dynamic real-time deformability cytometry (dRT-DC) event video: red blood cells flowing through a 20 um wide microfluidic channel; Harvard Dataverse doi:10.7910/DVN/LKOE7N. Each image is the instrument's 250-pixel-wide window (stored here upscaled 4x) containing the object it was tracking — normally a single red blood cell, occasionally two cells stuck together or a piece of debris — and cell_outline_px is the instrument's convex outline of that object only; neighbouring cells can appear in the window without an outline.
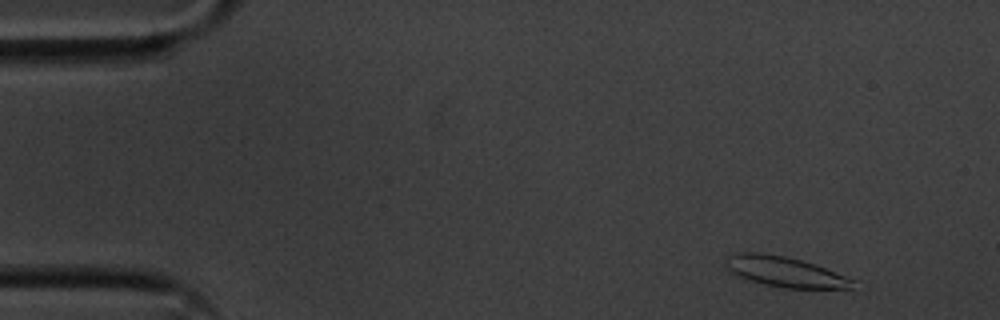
{"species": "common noctule bat (a hibernating species)", "species_latin": "Nyctalus noctula", "temperature_condition": "cold", "stored_images_in_passage": 54, "camera_frame_rate_fps": 3000, "um_per_image_px": 0.085, "animal": {"sex": "male", "body_mass_g": 20.1, "forearm_length_mm": 53.5}, "frame": {"image": 1, "passage_image": 4, "time_ms": 1.0, "image_size_px": [1000, 320], "cell_outline_px": [[860, 288], [852, 292], [784, 288], [764, 284], [740, 276], [732, 272], [724, 264], [724, 260], [728, 256], [740, 252], [756, 252], [784, 256], [800, 260], [824, 268], [856, 280], [860, 284]], "centroid_in_image_um": [66.97, 23.18], "position_along_channel_um": 18.0, "area_um2": 23.35}}
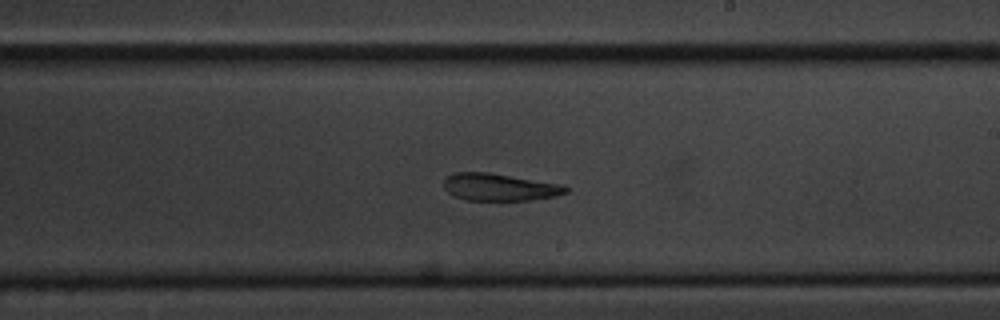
{"frame": {"image": 2, "passage_image": 31, "time_ms": 10.0, "image_size_px": [1000, 320], "cell_outline_px": [[568, 192], [556, 196], [528, 200], [464, 200], [452, 196], [444, 188], [444, 176], [452, 172], [488, 172], [560, 184], [568, 188]], "centroid_in_image_um": [42.38, 15.9], "position_along_channel_um": 246.6, "area_um2": 19.48}}
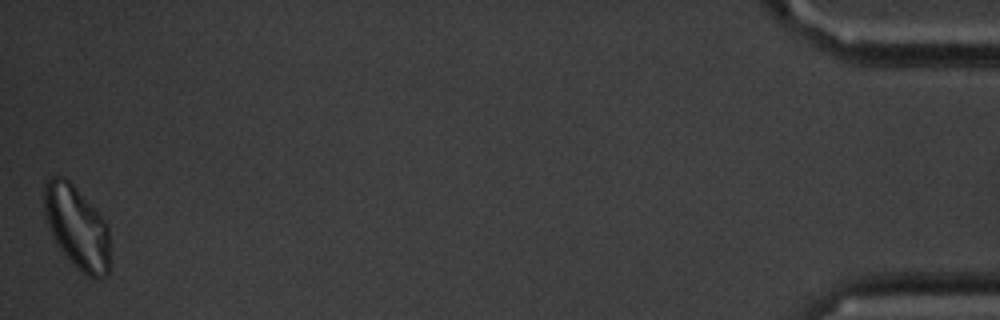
{"frame": {"image": 3, "passage_image": 54, "time_ms": 17.667, "image_size_px": [1000, 320], "cell_outline_px": [[112, 264], [108, 272], [104, 276], [96, 280], [88, 276], [76, 268], [72, 264], [60, 248], [52, 236], [48, 228], [44, 216], [44, 184], [52, 176], [64, 176], [76, 188], [108, 224]], "centroid_in_image_um": [6.56, 19.37], "position_along_channel_um": 428.6, "area_um2": 32.25}, "authors_computed_cell_mechanics": {"area_um2": 22.1663, "velocity_mm_per_s": 3.5685, "shape_relaxation_time_tau1_ms": 4.5627, "shape_relaxation_time_tau2_ms": 4.9534, "deformation_change_tau1": 0.1324, "deformation_change_tau2": 0.1202}}